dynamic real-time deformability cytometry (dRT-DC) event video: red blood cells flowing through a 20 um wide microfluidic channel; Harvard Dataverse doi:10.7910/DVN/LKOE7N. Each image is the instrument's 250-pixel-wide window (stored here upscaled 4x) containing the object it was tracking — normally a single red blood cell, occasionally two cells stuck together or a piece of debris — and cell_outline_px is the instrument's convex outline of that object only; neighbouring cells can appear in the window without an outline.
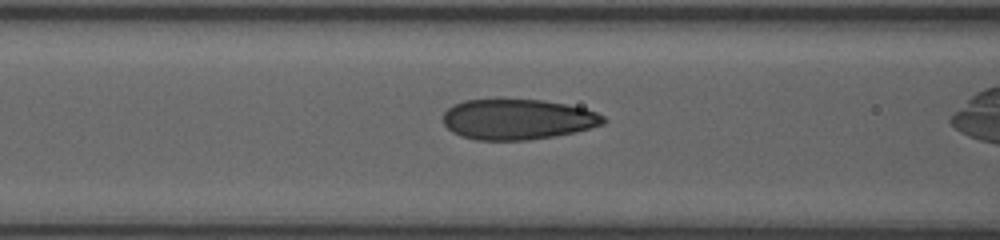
{"species": "human", "species_latin": "Homo sapiens", "temperature_condition": "room temperature", "stored_images_in_passage": 41, "camera_frame_rate_fps": 3000, "um_per_image_px": 0.085, "donor": {"sex": "female"}, "frame": {"image": 1, "passage_image": 20, "time_ms": 6.333, "image_size_px": [1000, 240], "cell_outline_px": [[608, 120], [604, 124], [592, 128], [576, 132], [556, 136], [528, 140], [476, 140], [460, 136], [452, 132], [444, 124], [444, 112], [448, 108], [464, 100], [540, 100], [564, 104], [584, 108], [596, 112], [604, 116]], "centroid_in_image_um": [44.03, 10.16], "position_along_channel_um": 122.6, "area_um2": 37.8}}
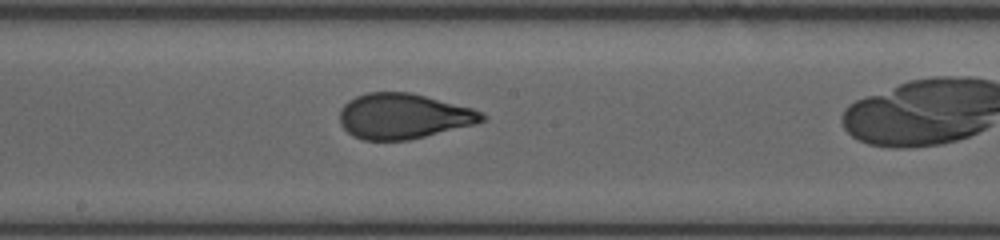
{"frame": {"image": 2, "passage_image": 27, "time_ms": 8.667, "image_size_px": [1000, 240], "cell_outline_px": [[488, 116], [484, 120], [476, 124], [408, 140], [364, 140], [352, 136], [340, 124], [340, 108], [348, 100], [356, 96], [368, 92], [412, 92], [472, 108]], "centroid_in_image_um": [34.28, 9.87], "position_along_channel_um": 213.9, "area_um2": 37.69}}
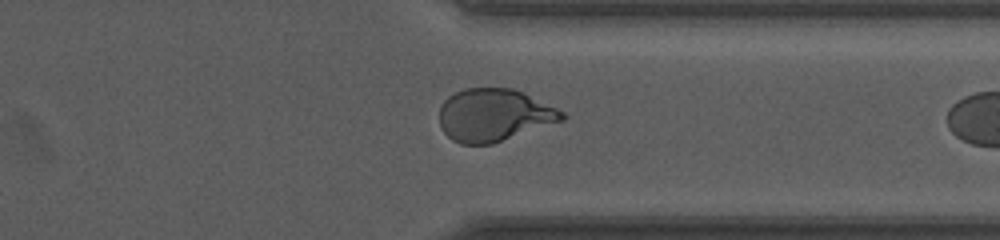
{"frame": {"image": 3, "passage_image": 39, "time_ms": 12.667, "image_size_px": [1000, 240], "cell_outline_px": [[568, 116], [564, 120], [492, 144], [460, 144], [452, 140], [440, 128], [440, 104], [448, 96], [464, 88], [512, 88], [524, 92], [564, 112]], "centroid_in_image_um": [41.98, 9.78], "position_along_channel_um": 369.4, "area_um2": 37.69}}